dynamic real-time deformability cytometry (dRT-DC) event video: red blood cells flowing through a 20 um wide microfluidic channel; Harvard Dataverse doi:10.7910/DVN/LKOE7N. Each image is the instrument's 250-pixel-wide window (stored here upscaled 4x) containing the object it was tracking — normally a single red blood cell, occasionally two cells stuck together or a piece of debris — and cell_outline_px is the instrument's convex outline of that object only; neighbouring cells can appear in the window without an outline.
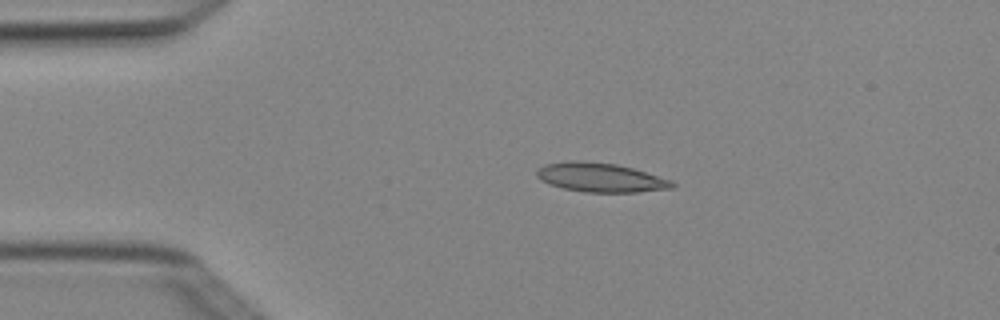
{"species": "Egyptian fruit bat (a non-hibernating species)", "species_latin": "Rousettus aegyptiacus", "temperature_condition": "cold", "stored_images_in_passage": 4, "camera_frame_rate_fps": 3000, "um_per_image_px": 0.085, "animal": {"sex": "female"}, "frame": {"image": 1, "passage_image": 3, "time_ms": 0.667, "image_size_px": [1000, 320], "cell_outline_px": [[676, 184], [672, 188], [636, 192], [584, 192], [564, 188], [548, 184], [540, 180], [536, 176], [536, 168], [544, 164], [568, 160], [580, 160], [616, 164], [632, 168], [672, 180]], "centroid_in_image_um": [50.99, 15.07], "position_along_channel_um": 34.0, "area_um2": 23.12}}